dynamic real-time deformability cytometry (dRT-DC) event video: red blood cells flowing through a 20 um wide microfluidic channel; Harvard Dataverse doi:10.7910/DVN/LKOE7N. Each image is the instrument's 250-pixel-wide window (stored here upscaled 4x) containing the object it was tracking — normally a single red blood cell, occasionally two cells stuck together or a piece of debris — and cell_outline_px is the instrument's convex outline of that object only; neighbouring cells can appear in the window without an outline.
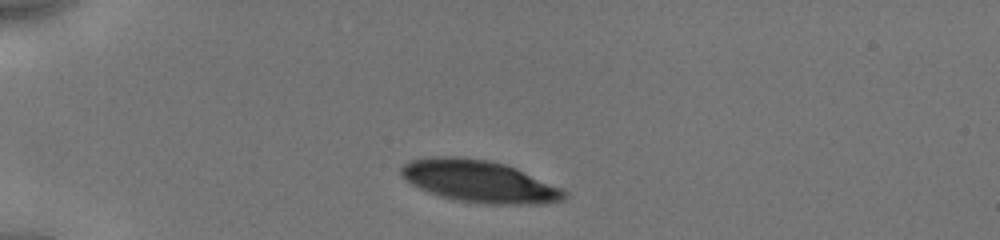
{"species": "human", "species_latin": "Homo sapiens", "temperature_condition": "cold", "stored_images_in_passage": 36, "camera_frame_rate_fps": 3000, "um_per_image_px": 0.085, "donor": {"sex": "male"}, "frame": {"image": 1, "passage_image": 1, "time_ms": 0.0, "image_size_px": [1000, 240], "cell_outline_px": [[568, 196], [564, 200], [544, 204], [480, 204], [456, 200], [440, 196], [428, 192], [412, 184], [400, 172], [400, 168], [408, 160], [432, 156], [460, 156], [488, 160], [508, 164], [564, 188], [568, 192]], "centroid_in_image_um": [40.81, 15.41], "position_along_channel_um": 44.2, "area_um2": 40.63}}
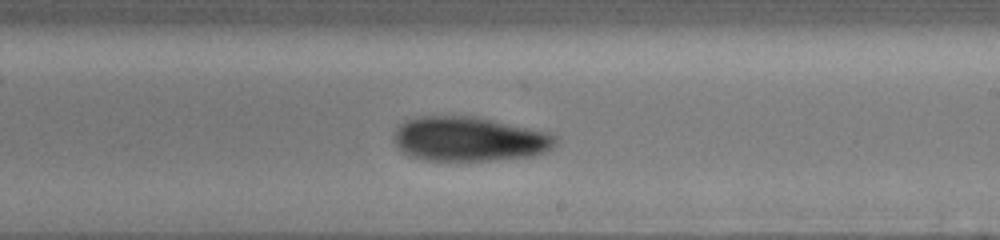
{"frame": {"image": 2, "passage_image": 16, "time_ms": 6.333, "image_size_px": [1000, 240], "cell_outline_px": [[556, 144], [552, 148], [544, 152], [532, 156], [488, 160], [424, 160], [408, 156], [392, 140], [392, 136], [396, 128], [404, 120], [416, 116], [476, 116], [552, 132], [556, 136]], "centroid_in_image_um": [39.87, 11.8], "position_along_channel_um": 249.1, "area_um2": 42.37}}
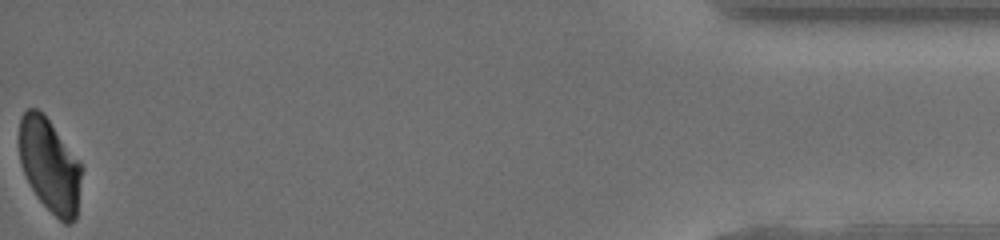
{"frame": {"image": 3, "passage_image": 36, "time_ms": 13.0, "image_size_px": [1000, 240], "cell_outline_px": [[80, 176], [76, 220], [68, 224], [64, 224], [36, 196], [24, 172], [20, 160], [20, 116], [28, 108], [36, 108], [48, 120], [80, 160]], "centroid_in_image_um": [4.22, 14.06], "position_along_channel_um": 431.0, "area_um2": 33.29}, "authors_computed_cell_mechanics": {"area_um2": 40.3444, "velocity_mm_per_s": 3.9115, "shape_relaxation_time_tau1_ms": 3.6054, "shape_relaxation_time_tau2_ms": 4.2727, "deformation_change_tau1": 0.1005, "deformation_change_tau2": 0.0841}}